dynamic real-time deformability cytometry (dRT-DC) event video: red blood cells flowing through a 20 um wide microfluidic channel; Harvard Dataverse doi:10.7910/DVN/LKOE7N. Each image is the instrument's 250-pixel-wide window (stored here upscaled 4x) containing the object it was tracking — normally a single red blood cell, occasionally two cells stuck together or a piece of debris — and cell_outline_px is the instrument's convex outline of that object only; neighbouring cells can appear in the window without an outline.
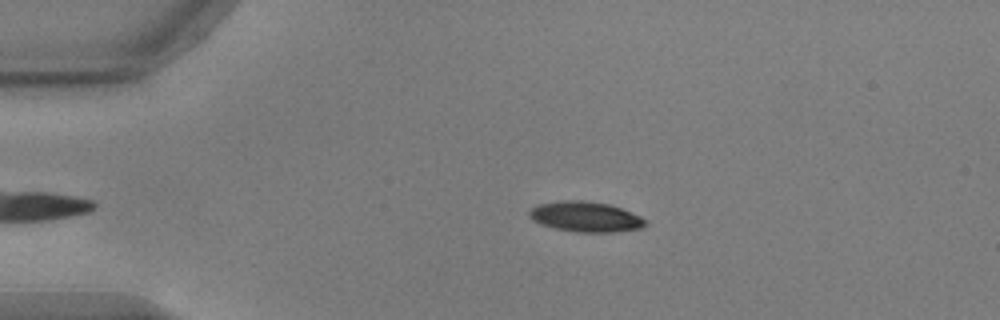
{"species": "common noctule bat (a hibernating species)", "species_latin": "Nyctalus noctula", "temperature_condition": "warm", "stored_images_in_passage": 45, "camera_frame_rate_fps": 3000, "um_per_image_px": 0.085, "animal": {"sex": "male", "body_mass_g": 17.9, "forearm_length_mm": 54.2}, "frame": {"image": 1, "passage_image": 9, "time_ms": 2.667, "image_size_px": [1000, 320], "cell_outline_px": [[648, 224], [640, 228], [616, 232], [576, 232], [556, 228], [540, 224], [532, 220], [528, 216], [528, 212], [536, 204], [560, 200], [584, 200], [608, 204], [620, 208], [640, 216], [648, 220]], "centroid_in_image_um": [49.75, 18.42], "position_along_channel_um": 35.2, "area_um2": 20.63}}
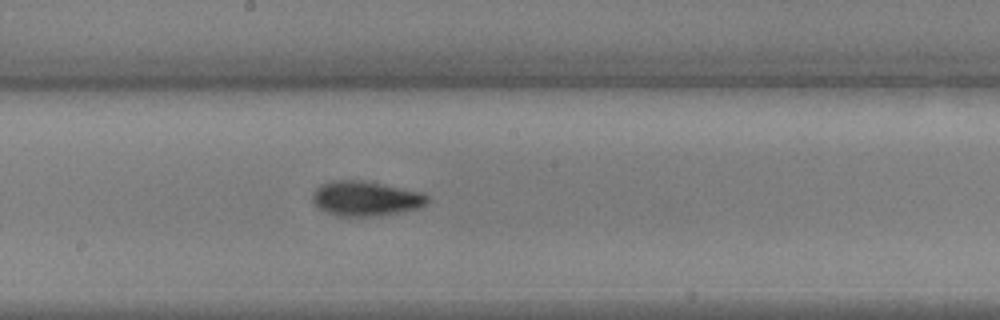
{"frame": {"image": 2, "passage_image": 27, "time_ms": 8.667, "image_size_px": [1000, 320], "cell_outline_px": [[428, 200], [420, 208], [380, 216], [340, 216], [324, 212], [312, 200], [312, 192], [320, 184], [332, 180], [360, 180], [424, 192], [428, 196]], "centroid_in_image_um": [31.07, 16.87], "position_along_channel_um": 217.1, "area_um2": 23.41}}
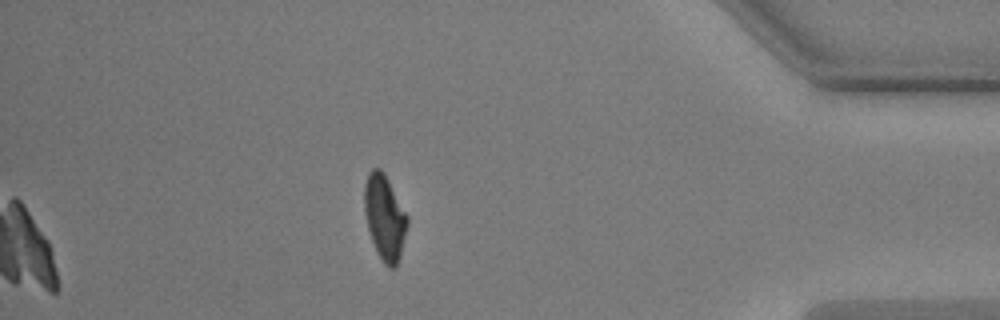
{"frame": {"image": 3, "passage_image": 45, "time_ms": 14.667, "image_size_px": [1000, 320], "cell_outline_px": [[408, 224], [400, 256], [396, 268], [388, 268], [380, 260], [376, 252], [368, 228], [364, 212], [364, 184], [368, 172], [372, 168], [380, 168], [384, 172], [408, 216]], "centroid_in_image_um": [32.69, 18.49], "position_along_channel_um": 402.5, "area_um2": 21.5}, "authors_computed_cell_mechanics": {"area_um2": 21.7328, "velocity_mm_per_s": 3.7342, "shape_relaxation_time_tau1_ms": 2.7899, "shape_relaxation_time_tau2_ms": 2.8533, "deformation_change_tau1": 0.1771, "deformation_change_tau2": 0.0844}}